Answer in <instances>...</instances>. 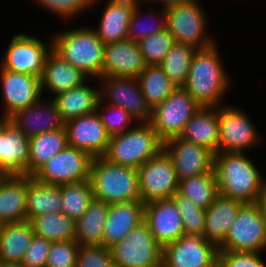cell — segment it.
Returning a JSON list of instances; mask_svg holds the SVG:
<instances>
[{"mask_svg": "<svg viewBox=\"0 0 266 267\" xmlns=\"http://www.w3.org/2000/svg\"><path fill=\"white\" fill-rule=\"evenodd\" d=\"M76 267H115L109 247L79 246Z\"/></svg>", "mask_w": 266, "mask_h": 267, "instance_id": "obj_45", "label": "cell"}, {"mask_svg": "<svg viewBox=\"0 0 266 267\" xmlns=\"http://www.w3.org/2000/svg\"><path fill=\"white\" fill-rule=\"evenodd\" d=\"M109 248L115 267H162L163 247L144 221Z\"/></svg>", "mask_w": 266, "mask_h": 267, "instance_id": "obj_8", "label": "cell"}, {"mask_svg": "<svg viewBox=\"0 0 266 267\" xmlns=\"http://www.w3.org/2000/svg\"><path fill=\"white\" fill-rule=\"evenodd\" d=\"M137 80L151 109L162 103L177 88L159 65H147Z\"/></svg>", "mask_w": 266, "mask_h": 267, "instance_id": "obj_34", "label": "cell"}, {"mask_svg": "<svg viewBox=\"0 0 266 267\" xmlns=\"http://www.w3.org/2000/svg\"><path fill=\"white\" fill-rule=\"evenodd\" d=\"M266 216L256 203H245L238 211L219 251L264 252Z\"/></svg>", "mask_w": 266, "mask_h": 267, "instance_id": "obj_7", "label": "cell"}, {"mask_svg": "<svg viewBox=\"0 0 266 267\" xmlns=\"http://www.w3.org/2000/svg\"><path fill=\"white\" fill-rule=\"evenodd\" d=\"M171 199L181 214L185 235L204 236L206 209L196 206L189 198L178 192Z\"/></svg>", "mask_w": 266, "mask_h": 267, "instance_id": "obj_41", "label": "cell"}, {"mask_svg": "<svg viewBox=\"0 0 266 267\" xmlns=\"http://www.w3.org/2000/svg\"><path fill=\"white\" fill-rule=\"evenodd\" d=\"M49 37V43H46L30 34L16 33L5 49L0 66L13 72L40 78L43 74L45 58L52 50V39L51 36Z\"/></svg>", "mask_w": 266, "mask_h": 267, "instance_id": "obj_13", "label": "cell"}, {"mask_svg": "<svg viewBox=\"0 0 266 267\" xmlns=\"http://www.w3.org/2000/svg\"><path fill=\"white\" fill-rule=\"evenodd\" d=\"M163 149V142L149 122H138L128 131L111 136L106 153L109 162L138 169Z\"/></svg>", "mask_w": 266, "mask_h": 267, "instance_id": "obj_5", "label": "cell"}, {"mask_svg": "<svg viewBox=\"0 0 266 267\" xmlns=\"http://www.w3.org/2000/svg\"><path fill=\"white\" fill-rule=\"evenodd\" d=\"M65 128L69 146L85 151L93 157L106 153L110 136L97 111L66 121Z\"/></svg>", "mask_w": 266, "mask_h": 267, "instance_id": "obj_18", "label": "cell"}, {"mask_svg": "<svg viewBox=\"0 0 266 267\" xmlns=\"http://www.w3.org/2000/svg\"><path fill=\"white\" fill-rule=\"evenodd\" d=\"M174 43V37L166 29L141 39L138 45L147 65H159Z\"/></svg>", "mask_w": 266, "mask_h": 267, "instance_id": "obj_42", "label": "cell"}, {"mask_svg": "<svg viewBox=\"0 0 266 267\" xmlns=\"http://www.w3.org/2000/svg\"><path fill=\"white\" fill-rule=\"evenodd\" d=\"M78 248L75 240L52 242L46 267H76Z\"/></svg>", "mask_w": 266, "mask_h": 267, "instance_id": "obj_44", "label": "cell"}, {"mask_svg": "<svg viewBox=\"0 0 266 267\" xmlns=\"http://www.w3.org/2000/svg\"><path fill=\"white\" fill-rule=\"evenodd\" d=\"M68 145L66 128L40 133L29 138L28 175Z\"/></svg>", "mask_w": 266, "mask_h": 267, "instance_id": "obj_33", "label": "cell"}, {"mask_svg": "<svg viewBox=\"0 0 266 267\" xmlns=\"http://www.w3.org/2000/svg\"><path fill=\"white\" fill-rule=\"evenodd\" d=\"M141 201L146 204L171 198L178 190V179L173 162L162 149L138 169Z\"/></svg>", "mask_w": 266, "mask_h": 267, "instance_id": "obj_12", "label": "cell"}, {"mask_svg": "<svg viewBox=\"0 0 266 267\" xmlns=\"http://www.w3.org/2000/svg\"><path fill=\"white\" fill-rule=\"evenodd\" d=\"M29 138L10 120L0 133V176L28 175Z\"/></svg>", "mask_w": 266, "mask_h": 267, "instance_id": "obj_20", "label": "cell"}, {"mask_svg": "<svg viewBox=\"0 0 266 267\" xmlns=\"http://www.w3.org/2000/svg\"><path fill=\"white\" fill-rule=\"evenodd\" d=\"M0 87L3 101L0 114L6 117L35 104L43 96L39 77L13 72L1 66Z\"/></svg>", "mask_w": 266, "mask_h": 267, "instance_id": "obj_16", "label": "cell"}, {"mask_svg": "<svg viewBox=\"0 0 266 267\" xmlns=\"http://www.w3.org/2000/svg\"><path fill=\"white\" fill-rule=\"evenodd\" d=\"M218 248L204 236L183 235L163 247V267H216Z\"/></svg>", "mask_w": 266, "mask_h": 267, "instance_id": "obj_15", "label": "cell"}, {"mask_svg": "<svg viewBox=\"0 0 266 267\" xmlns=\"http://www.w3.org/2000/svg\"><path fill=\"white\" fill-rule=\"evenodd\" d=\"M33 235L28 220L0 224V262L21 263Z\"/></svg>", "mask_w": 266, "mask_h": 267, "instance_id": "obj_31", "label": "cell"}, {"mask_svg": "<svg viewBox=\"0 0 266 267\" xmlns=\"http://www.w3.org/2000/svg\"><path fill=\"white\" fill-rule=\"evenodd\" d=\"M89 79L81 70L74 68L51 50L45 58L40 77L41 93L45 91L53 98L57 94L82 85ZM49 92V93H48Z\"/></svg>", "mask_w": 266, "mask_h": 267, "instance_id": "obj_23", "label": "cell"}, {"mask_svg": "<svg viewBox=\"0 0 266 267\" xmlns=\"http://www.w3.org/2000/svg\"><path fill=\"white\" fill-rule=\"evenodd\" d=\"M93 156L67 145L41 165L32 177L41 183L63 185L89 179Z\"/></svg>", "mask_w": 266, "mask_h": 267, "instance_id": "obj_11", "label": "cell"}, {"mask_svg": "<svg viewBox=\"0 0 266 267\" xmlns=\"http://www.w3.org/2000/svg\"><path fill=\"white\" fill-rule=\"evenodd\" d=\"M51 243L48 239L34 234L21 264L24 267H46Z\"/></svg>", "mask_w": 266, "mask_h": 267, "instance_id": "obj_47", "label": "cell"}, {"mask_svg": "<svg viewBox=\"0 0 266 267\" xmlns=\"http://www.w3.org/2000/svg\"><path fill=\"white\" fill-rule=\"evenodd\" d=\"M89 180L93 197L107 204L141 200L137 169L97 156L93 158Z\"/></svg>", "mask_w": 266, "mask_h": 267, "instance_id": "obj_4", "label": "cell"}, {"mask_svg": "<svg viewBox=\"0 0 266 267\" xmlns=\"http://www.w3.org/2000/svg\"><path fill=\"white\" fill-rule=\"evenodd\" d=\"M0 133L4 130L5 124L10 120L9 117L3 116L0 114Z\"/></svg>", "mask_w": 266, "mask_h": 267, "instance_id": "obj_51", "label": "cell"}, {"mask_svg": "<svg viewBox=\"0 0 266 267\" xmlns=\"http://www.w3.org/2000/svg\"><path fill=\"white\" fill-rule=\"evenodd\" d=\"M144 4L146 3L147 4H151L152 2L154 3H160L159 6H162V7H168L170 5H174V4H177V3H181V2H191V1H196V0H141ZM149 2V3H148Z\"/></svg>", "mask_w": 266, "mask_h": 267, "instance_id": "obj_48", "label": "cell"}, {"mask_svg": "<svg viewBox=\"0 0 266 267\" xmlns=\"http://www.w3.org/2000/svg\"><path fill=\"white\" fill-rule=\"evenodd\" d=\"M109 204L93 198L87 210L75 221V241L79 246H103V232Z\"/></svg>", "mask_w": 266, "mask_h": 267, "instance_id": "obj_30", "label": "cell"}, {"mask_svg": "<svg viewBox=\"0 0 266 267\" xmlns=\"http://www.w3.org/2000/svg\"><path fill=\"white\" fill-rule=\"evenodd\" d=\"M261 252L219 251V267H266Z\"/></svg>", "mask_w": 266, "mask_h": 267, "instance_id": "obj_46", "label": "cell"}, {"mask_svg": "<svg viewBox=\"0 0 266 267\" xmlns=\"http://www.w3.org/2000/svg\"><path fill=\"white\" fill-rule=\"evenodd\" d=\"M96 111L110 137L122 134L138 123L125 109L105 103L101 99Z\"/></svg>", "mask_w": 266, "mask_h": 267, "instance_id": "obj_40", "label": "cell"}, {"mask_svg": "<svg viewBox=\"0 0 266 267\" xmlns=\"http://www.w3.org/2000/svg\"><path fill=\"white\" fill-rule=\"evenodd\" d=\"M144 219V203L133 200L109 204L103 232V246L111 247L137 227Z\"/></svg>", "mask_w": 266, "mask_h": 267, "instance_id": "obj_24", "label": "cell"}, {"mask_svg": "<svg viewBox=\"0 0 266 267\" xmlns=\"http://www.w3.org/2000/svg\"><path fill=\"white\" fill-rule=\"evenodd\" d=\"M91 80L93 78H89L82 85L61 92L52 98L65 122L97 110L100 100V88L98 86L100 85L98 84L96 87L91 85L89 83Z\"/></svg>", "mask_w": 266, "mask_h": 267, "instance_id": "obj_28", "label": "cell"}, {"mask_svg": "<svg viewBox=\"0 0 266 267\" xmlns=\"http://www.w3.org/2000/svg\"><path fill=\"white\" fill-rule=\"evenodd\" d=\"M180 137L205 147L214 154L218 153V108L200 106L192 118L187 122Z\"/></svg>", "mask_w": 266, "mask_h": 267, "instance_id": "obj_29", "label": "cell"}, {"mask_svg": "<svg viewBox=\"0 0 266 267\" xmlns=\"http://www.w3.org/2000/svg\"><path fill=\"white\" fill-rule=\"evenodd\" d=\"M141 3L143 4L141 0H138L135 4L128 24L127 39L135 42H139L143 38L167 29L165 7L159 8L160 11H156L158 13L150 8L147 13H145L142 12Z\"/></svg>", "mask_w": 266, "mask_h": 267, "instance_id": "obj_35", "label": "cell"}, {"mask_svg": "<svg viewBox=\"0 0 266 267\" xmlns=\"http://www.w3.org/2000/svg\"><path fill=\"white\" fill-rule=\"evenodd\" d=\"M146 66L138 42L127 39L104 47L102 77L137 78Z\"/></svg>", "mask_w": 266, "mask_h": 267, "instance_id": "obj_21", "label": "cell"}, {"mask_svg": "<svg viewBox=\"0 0 266 267\" xmlns=\"http://www.w3.org/2000/svg\"><path fill=\"white\" fill-rule=\"evenodd\" d=\"M165 9L167 30L174 37L175 43L187 44L196 49H206L217 43V39L207 31L208 16L200 0L177 3Z\"/></svg>", "mask_w": 266, "mask_h": 267, "instance_id": "obj_6", "label": "cell"}, {"mask_svg": "<svg viewBox=\"0 0 266 267\" xmlns=\"http://www.w3.org/2000/svg\"><path fill=\"white\" fill-rule=\"evenodd\" d=\"M90 180L61 185L62 214L76 221L93 199Z\"/></svg>", "mask_w": 266, "mask_h": 267, "instance_id": "obj_39", "label": "cell"}, {"mask_svg": "<svg viewBox=\"0 0 266 267\" xmlns=\"http://www.w3.org/2000/svg\"><path fill=\"white\" fill-rule=\"evenodd\" d=\"M177 192L196 206L207 209L219 195L214 171L179 181Z\"/></svg>", "mask_w": 266, "mask_h": 267, "instance_id": "obj_37", "label": "cell"}, {"mask_svg": "<svg viewBox=\"0 0 266 267\" xmlns=\"http://www.w3.org/2000/svg\"><path fill=\"white\" fill-rule=\"evenodd\" d=\"M218 121V152L248 153L262 140L249 114L239 107L229 103L218 107Z\"/></svg>", "mask_w": 266, "mask_h": 267, "instance_id": "obj_10", "label": "cell"}, {"mask_svg": "<svg viewBox=\"0 0 266 267\" xmlns=\"http://www.w3.org/2000/svg\"><path fill=\"white\" fill-rule=\"evenodd\" d=\"M32 178L0 176V224L26 220V195Z\"/></svg>", "mask_w": 266, "mask_h": 267, "instance_id": "obj_26", "label": "cell"}, {"mask_svg": "<svg viewBox=\"0 0 266 267\" xmlns=\"http://www.w3.org/2000/svg\"><path fill=\"white\" fill-rule=\"evenodd\" d=\"M143 221L162 247L185 235L181 214L171 198L144 204Z\"/></svg>", "mask_w": 266, "mask_h": 267, "instance_id": "obj_19", "label": "cell"}, {"mask_svg": "<svg viewBox=\"0 0 266 267\" xmlns=\"http://www.w3.org/2000/svg\"><path fill=\"white\" fill-rule=\"evenodd\" d=\"M200 105L184 87H177L162 103L152 109L150 124L165 143L179 137Z\"/></svg>", "mask_w": 266, "mask_h": 267, "instance_id": "obj_9", "label": "cell"}, {"mask_svg": "<svg viewBox=\"0 0 266 267\" xmlns=\"http://www.w3.org/2000/svg\"><path fill=\"white\" fill-rule=\"evenodd\" d=\"M257 203L260 205L262 212L266 216V178L263 180L260 197Z\"/></svg>", "mask_w": 266, "mask_h": 267, "instance_id": "obj_49", "label": "cell"}, {"mask_svg": "<svg viewBox=\"0 0 266 267\" xmlns=\"http://www.w3.org/2000/svg\"><path fill=\"white\" fill-rule=\"evenodd\" d=\"M92 4V7L94 8L96 5L95 4H99V2H104L103 0H89Z\"/></svg>", "mask_w": 266, "mask_h": 267, "instance_id": "obj_52", "label": "cell"}, {"mask_svg": "<svg viewBox=\"0 0 266 267\" xmlns=\"http://www.w3.org/2000/svg\"><path fill=\"white\" fill-rule=\"evenodd\" d=\"M245 203L218 195L215 201L206 209L204 237L208 242L219 248L226 239L239 209Z\"/></svg>", "mask_w": 266, "mask_h": 267, "instance_id": "obj_27", "label": "cell"}, {"mask_svg": "<svg viewBox=\"0 0 266 267\" xmlns=\"http://www.w3.org/2000/svg\"><path fill=\"white\" fill-rule=\"evenodd\" d=\"M98 26L92 29L105 44L127 40L128 24L138 0H104Z\"/></svg>", "mask_w": 266, "mask_h": 267, "instance_id": "obj_25", "label": "cell"}, {"mask_svg": "<svg viewBox=\"0 0 266 267\" xmlns=\"http://www.w3.org/2000/svg\"><path fill=\"white\" fill-rule=\"evenodd\" d=\"M163 149L173 162L178 181L214 171L215 154L180 136L163 143Z\"/></svg>", "mask_w": 266, "mask_h": 267, "instance_id": "obj_17", "label": "cell"}, {"mask_svg": "<svg viewBox=\"0 0 266 267\" xmlns=\"http://www.w3.org/2000/svg\"><path fill=\"white\" fill-rule=\"evenodd\" d=\"M97 80L101 83L103 102L125 109L137 122H150L152 109L146 103L137 78L107 76Z\"/></svg>", "mask_w": 266, "mask_h": 267, "instance_id": "obj_14", "label": "cell"}, {"mask_svg": "<svg viewBox=\"0 0 266 267\" xmlns=\"http://www.w3.org/2000/svg\"><path fill=\"white\" fill-rule=\"evenodd\" d=\"M50 213H62L61 185L44 184L32 178L26 195V220Z\"/></svg>", "mask_w": 266, "mask_h": 267, "instance_id": "obj_32", "label": "cell"}, {"mask_svg": "<svg viewBox=\"0 0 266 267\" xmlns=\"http://www.w3.org/2000/svg\"><path fill=\"white\" fill-rule=\"evenodd\" d=\"M33 2L50 14L57 15V18L63 19L64 22H68V20L71 22L76 17L80 19L82 13L84 15V12L92 11L90 10V7L92 9V4L89 0H33Z\"/></svg>", "mask_w": 266, "mask_h": 267, "instance_id": "obj_43", "label": "cell"}, {"mask_svg": "<svg viewBox=\"0 0 266 267\" xmlns=\"http://www.w3.org/2000/svg\"><path fill=\"white\" fill-rule=\"evenodd\" d=\"M253 162L246 153H216L213 170L219 194L243 203L258 202L265 176Z\"/></svg>", "mask_w": 266, "mask_h": 267, "instance_id": "obj_2", "label": "cell"}, {"mask_svg": "<svg viewBox=\"0 0 266 267\" xmlns=\"http://www.w3.org/2000/svg\"><path fill=\"white\" fill-rule=\"evenodd\" d=\"M196 49L187 44L174 43L159 66L177 86L183 87L187 81L188 71Z\"/></svg>", "mask_w": 266, "mask_h": 267, "instance_id": "obj_38", "label": "cell"}, {"mask_svg": "<svg viewBox=\"0 0 266 267\" xmlns=\"http://www.w3.org/2000/svg\"><path fill=\"white\" fill-rule=\"evenodd\" d=\"M42 96L35 104L11 115L13 122L28 138L40 133L65 128V121L52 98Z\"/></svg>", "mask_w": 266, "mask_h": 267, "instance_id": "obj_22", "label": "cell"}, {"mask_svg": "<svg viewBox=\"0 0 266 267\" xmlns=\"http://www.w3.org/2000/svg\"><path fill=\"white\" fill-rule=\"evenodd\" d=\"M65 29L52 34V50L62 59L81 70L95 82L102 77L105 44L90 26ZM96 79V80H95Z\"/></svg>", "mask_w": 266, "mask_h": 267, "instance_id": "obj_3", "label": "cell"}, {"mask_svg": "<svg viewBox=\"0 0 266 267\" xmlns=\"http://www.w3.org/2000/svg\"><path fill=\"white\" fill-rule=\"evenodd\" d=\"M218 43L206 49H198L193 56L188 77L183 86L195 101L204 107H220L226 103L232 77L223 66Z\"/></svg>", "mask_w": 266, "mask_h": 267, "instance_id": "obj_1", "label": "cell"}, {"mask_svg": "<svg viewBox=\"0 0 266 267\" xmlns=\"http://www.w3.org/2000/svg\"><path fill=\"white\" fill-rule=\"evenodd\" d=\"M35 235L51 242L75 240V221L62 213L33 217L30 221Z\"/></svg>", "mask_w": 266, "mask_h": 267, "instance_id": "obj_36", "label": "cell"}, {"mask_svg": "<svg viewBox=\"0 0 266 267\" xmlns=\"http://www.w3.org/2000/svg\"><path fill=\"white\" fill-rule=\"evenodd\" d=\"M0 267H24L21 263L16 262H0Z\"/></svg>", "mask_w": 266, "mask_h": 267, "instance_id": "obj_50", "label": "cell"}]
</instances>
